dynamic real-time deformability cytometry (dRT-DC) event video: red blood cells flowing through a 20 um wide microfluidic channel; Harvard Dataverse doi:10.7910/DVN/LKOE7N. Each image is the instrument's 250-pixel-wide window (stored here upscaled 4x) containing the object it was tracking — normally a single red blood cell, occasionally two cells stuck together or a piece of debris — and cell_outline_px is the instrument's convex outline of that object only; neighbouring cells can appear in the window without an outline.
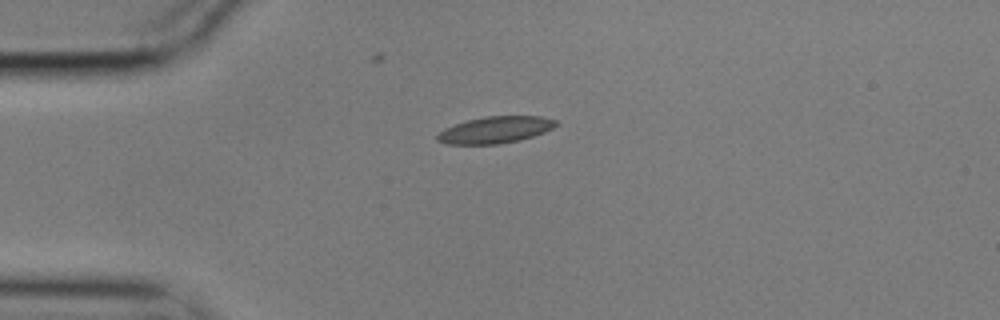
{"species": "common noctule bat (a hibernating species)", "species_latin": "Nyctalus noctula", "temperature_condition": "cold", "stored_images_in_passage": 44, "camera_frame_rate_fps": 3000, "um_per_image_px": 0.085, "animal": {"sex": "male", "body_mass_g": 17.9}, "frame": {"image": 1, "passage_image": 1, "time_ms": 0.0, "image_size_px": [1000, 320], "cell_outline_px": [[560, 124], [544, 132], [520, 140], [500, 144], [444, 144], [436, 140], [436, 136], [444, 128], [468, 120], [484, 116], [540, 116], [556, 120]], "centroid_in_image_um": [42.1, 11.04], "position_along_channel_um": 42.9, "area_um2": 18.5}}
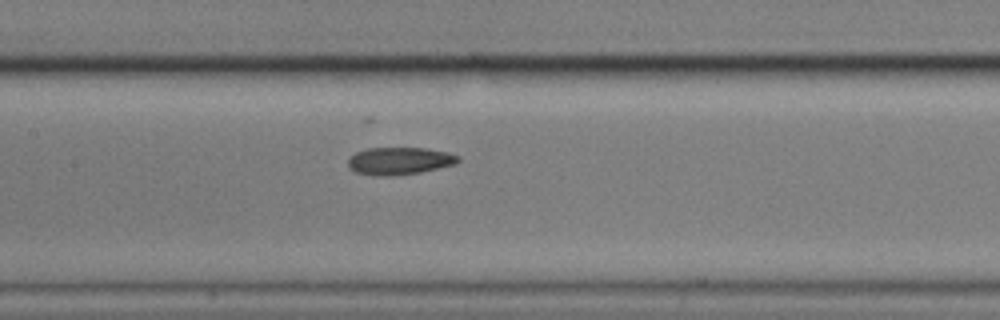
{"frame": {"image": 2, "passage_image": 14, "time_ms": 4.333, "image_size_px": [1000, 320], "cell_outline_px": [[460, 160], [456, 164], [420, 172], [396, 176], [376, 176], [356, 172], [348, 168], [348, 160], [356, 152], [368, 148], [424, 148], [448, 152], [460, 156]], "centroid_in_image_um": [33.96, 13.68], "position_along_channel_um": 173.4, "area_um2": 17.69}}
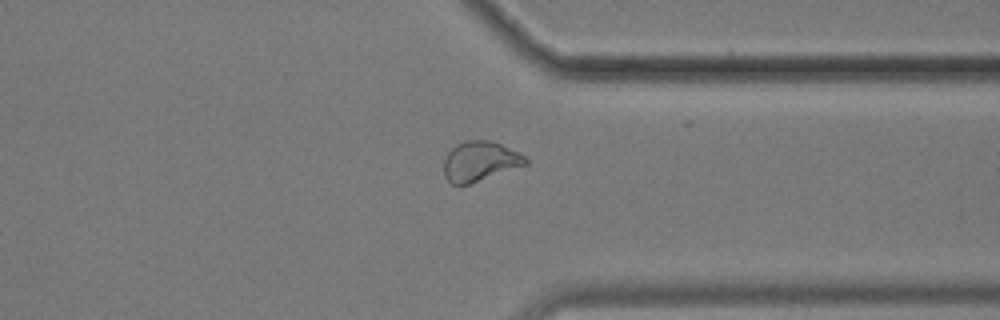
{"frame": {"image": 3, "passage_image": 31, "time_ms": 10.0, "image_size_px": [1000, 320], "cell_outline_px": [[528, 164], [468, 184], [452, 184], [444, 176], [444, 160], [448, 152], [456, 144], [464, 140], [492, 140], [524, 156], [528, 160]], "centroid_in_image_um": [40.77, 13.7], "position_along_channel_um": 370.6, "area_um2": 18.73}, "authors_computed_cell_mechanics": {"area_um2": 18.0336, "velocity_mm_per_s": 3.5114, "shape_relaxation_time_tau1_ms": null, "shape_relaxation_time_tau2_ms": 4.6585, "deformation_change_tau1": null, "deformation_change_tau2": 0.0817}}